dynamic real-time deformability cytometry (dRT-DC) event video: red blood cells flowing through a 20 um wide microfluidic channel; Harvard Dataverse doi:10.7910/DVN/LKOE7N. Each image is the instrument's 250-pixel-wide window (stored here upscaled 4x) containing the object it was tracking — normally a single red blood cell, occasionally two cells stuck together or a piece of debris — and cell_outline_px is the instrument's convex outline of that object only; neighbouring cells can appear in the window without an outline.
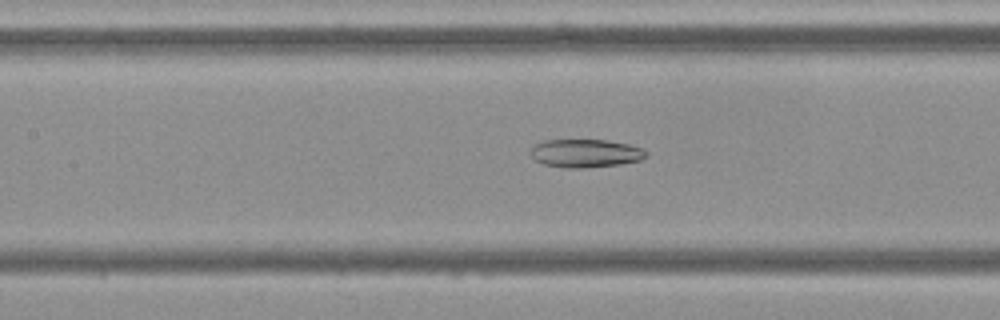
{"species": "Egyptian fruit bat (a non-hibernating species)", "species_latin": "Rousettus aegyptiacus", "temperature_condition": "cold", "stored_images_in_passage": 55, "camera_frame_rate_fps": 3000, "um_per_image_px": 0.085, "frame": {"image": 1, "passage_image": 25, "time_ms": 8.0, "image_size_px": [1000, 320], "cell_outline_px": [[648, 156], [640, 160], [620, 164], [588, 168], [564, 168], [544, 164], [536, 160], [532, 156], [532, 148], [536, 144], [544, 140], [608, 140], [632, 144], [648, 152]], "centroid_in_image_um": [49.82, 13.03], "position_along_channel_um": 157.6, "area_um2": 19.07}}
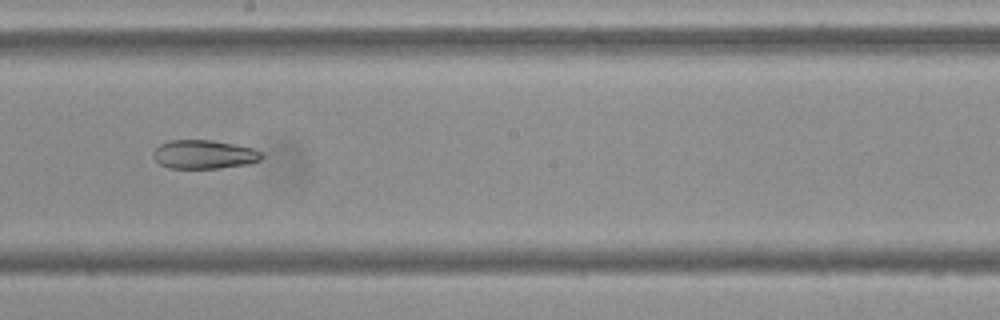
{"frame": {"image": 2, "passage_image": 31, "time_ms": 10.0, "image_size_px": [1000, 320], "cell_outline_px": [[264, 156], [260, 160], [252, 164], [220, 168], [168, 168], [160, 164], [152, 156], [152, 152], [160, 144], [168, 140], [212, 140], [252, 148], [264, 152]], "centroid_in_image_um": [17.37, 13.13], "position_along_channel_um": 230.8, "area_um2": 18.38}}
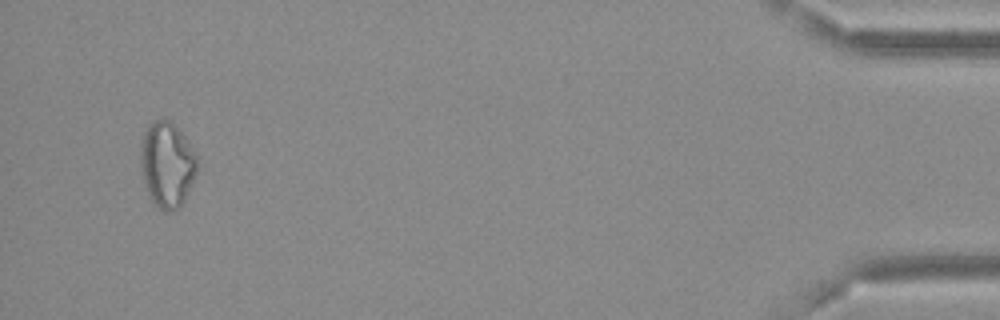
{"frame": {"image": 3, "passage_image": 53, "time_ms": 17.333, "image_size_px": [1000, 320], "cell_outline_px": [[196, 172], [184, 200], [180, 208], [172, 212], [164, 212], [156, 208], [148, 196], [140, 172], [140, 148], [144, 132], [148, 124], [164, 116], [172, 120], [184, 136], [196, 156]], "centroid_in_image_um": [14.15, 13.99], "position_along_channel_um": 421.1, "area_um2": 28.67}}